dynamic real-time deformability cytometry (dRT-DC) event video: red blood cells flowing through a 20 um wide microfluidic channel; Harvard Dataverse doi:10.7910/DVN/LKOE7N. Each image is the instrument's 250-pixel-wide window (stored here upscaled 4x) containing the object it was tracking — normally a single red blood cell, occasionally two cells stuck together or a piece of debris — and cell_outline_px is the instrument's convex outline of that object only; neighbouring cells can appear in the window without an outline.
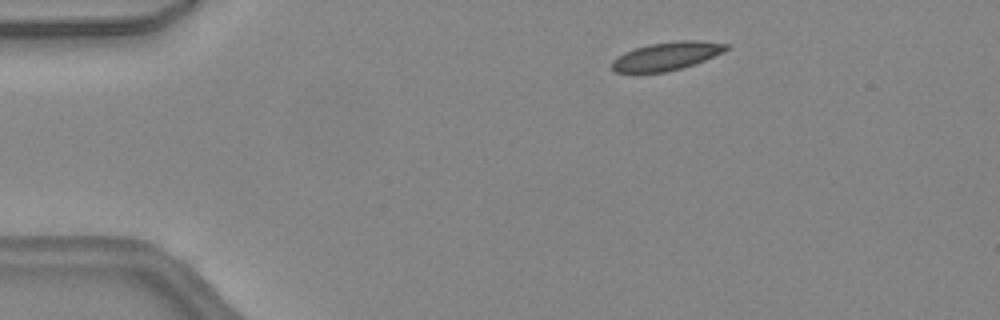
{"species": "common noctule bat (a hibernating species)", "species_latin": "Nyctalus noctula", "temperature_condition": "warm", "stored_images_in_passage": 39, "camera_frame_rate_fps": 3000, "um_per_image_px": 0.085, "animal": {"sex": "female", "body_mass_g": 24.6, "forearm_length_mm": 56.2}, "frame": {"image": 1, "passage_image": 1, "time_ms": 0.0, "image_size_px": [1000, 320], "cell_outline_px": [[728, 48], [724, 52], [704, 60], [680, 68], [664, 72], [616, 72], [612, 68], [612, 60], [624, 52], [648, 44], [676, 40], [696, 40], [728, 44]], "centroid_in_image_um": [56.66, 4.75], "position_along_channel_um": 28.3, "area_um2": 18.55}}
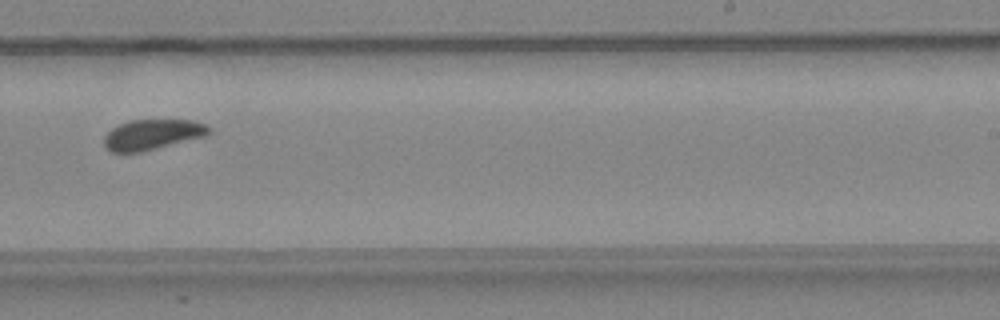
{"frame": {"image": 2, "passage_image": 22, "time_ms": 7.0, "image_size_px": [1000, 320], "cell_outline_px": [[212, 132], [208, 136], [140, 152], [112, 152], [104, 144], [104, 136], [112, 128], [128, 120], [192, 120], [204, 124], [212, 128]], "centroid_in_image_um": [13.0, 11.43], "position_along_channel_um": 276.0, "area_um2": 18.61}}
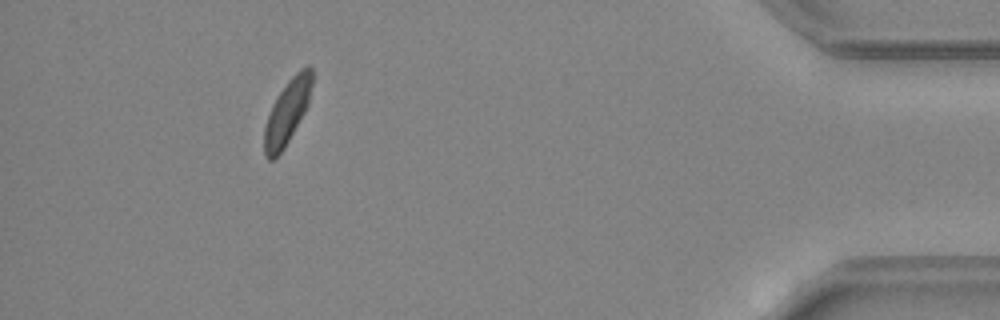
{"frame": {"image": 3, "passage_image": 35, "time_ms": 11.333, "image_size_px": [1000, 320], "cell_outline_px": [[312, 84], [308, 104], [304, 112], [284, 148], [272, 160], [268, 160], [264, 156], [264, 128], [272, 104], [288, 80], [300, 68], [308, 64], [312, 68]], "centroid_in_image_um": [24.41, 9.5], "position_along_channel_um": 410.8, "area_um2": 17.69}, "authors_computed_cell_mechanics": {"area_um2": 18.9584, "velocity_mm_per_s": 4.4739, "shape_relaxation_time_tau1_ms": 2.7919, "shape_relaxation_time_tau2_ms": null, "deformation_change_tau1": 0.0961, "deformation_change_tau2": null}}